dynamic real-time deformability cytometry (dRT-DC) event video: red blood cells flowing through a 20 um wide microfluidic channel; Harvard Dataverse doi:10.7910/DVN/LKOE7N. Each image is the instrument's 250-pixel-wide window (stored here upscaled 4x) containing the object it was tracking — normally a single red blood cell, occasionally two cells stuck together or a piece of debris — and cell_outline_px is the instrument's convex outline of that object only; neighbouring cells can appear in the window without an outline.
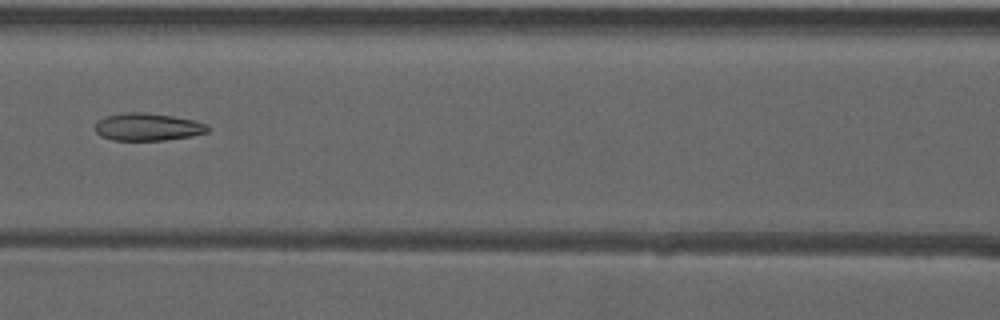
{"species": "common noctule bat (a hibernating species)", "species_latin": "Nyctalus noctula", "temperature_condition": "warm", "stored_images_in_passage": 49, "camera_frame_rate_fps": 3000, "um_per_image_px": 0.085, "animal": {"sex": "male", "forearm_length_mm": 52.5}, "frame": {"image": 1, "passage_image": 21, "time_ms": 6.667, "image_size_px": [1000, 320], "cell_outline_px": [[208, 132], [192, 136], [164, 140], [112, 140], [100, 136], [96, 132], [96, 120], [108, 116], [124, 112], [144, 112], [172, 116], [196, 120], [208, 124]], "centroid_in_image_um": [12.56, 10.79], "position_along_channel_um": 154.0, "area_um2": 18.15}}
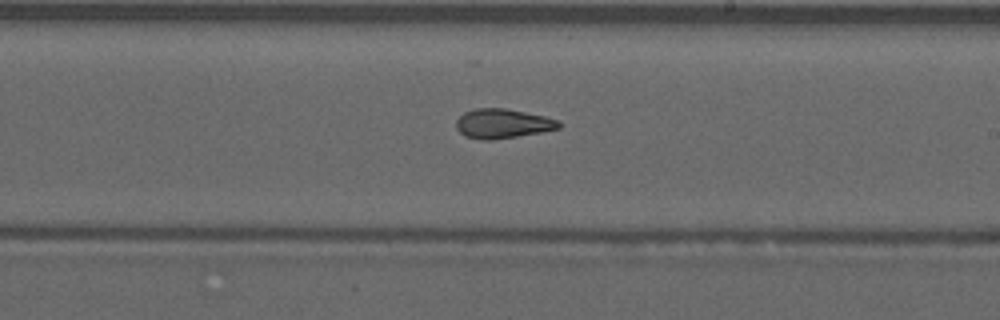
{"frame": {"image": 2, "passage_image": 28, "time_ms": 9.0, "image_size_px": [1000, 320], "cell_outline_px": [[560, 128], [540, 132], [492, 140], [480, 140], [464, 136], [456, 128], [456, 120], [464, 112], [476, 108], [504, 108], [544, 116], [560, 120]], "centroid_in_image_um": [42.69, 10.51], "position_along_channel_um": 246.3, "area_um2": 17.57}}
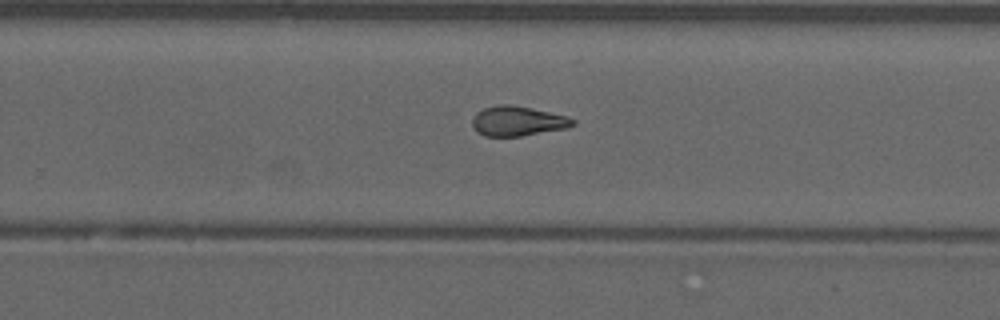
{"frame": {"image": 3, "passage_image": 31, "time_ms": 10.0, "image_size_px": [1000, 320], "cell_outline_px": [[576, 124], [568, 128], [520, 136], [484, 136], [476, 132], [472, 124], [472, 116], [476, 112], [484, 108], [500, 104], [508, 104], [532, 108], [568, 116], [576, 120]], "centroid_in_image_um": [44.0, 10.29], "position_along_channel_um": 285.8, "area_um2": 17.63}, "authors_computed_cell_mechanics": {"area_um2": 18.207, "velocity_mm_per_s": 3.9689, "shape_relaxation_time_tau1_ms": null, "shape_relaxation_time_tau2_ms": 2.3552, "deformation_change_tau1": null, "deformation_change_tau2": 0.1061}}